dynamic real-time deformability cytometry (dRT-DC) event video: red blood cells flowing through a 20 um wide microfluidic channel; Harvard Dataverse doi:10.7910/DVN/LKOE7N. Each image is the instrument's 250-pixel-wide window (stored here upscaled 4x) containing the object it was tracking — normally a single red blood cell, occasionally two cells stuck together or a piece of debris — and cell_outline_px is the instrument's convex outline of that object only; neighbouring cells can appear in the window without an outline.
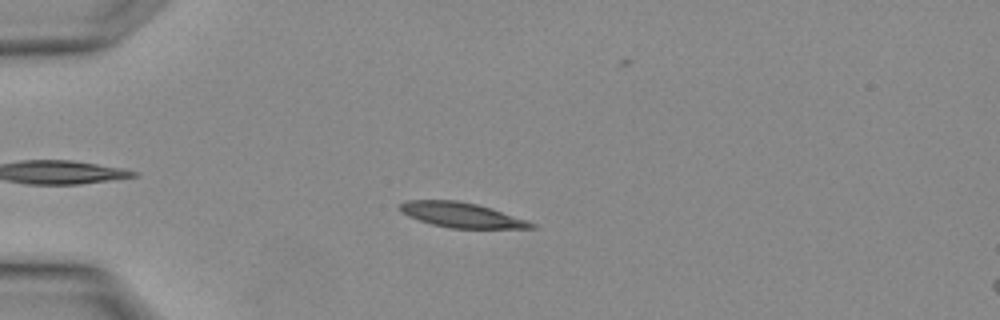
{"species": "Egyptian fruit bat (a non-hibernating species)", "species_latin": "Rousettus aegyptiacus", "temperature_condition": "warm", "stored_images_in_passage": 3, "camera_frame_rate_fps": 3000, "um_per_image_px": 0.085, "animal": {"sex": "female"}, "frame": {"image": 1, "passage_image": 3, "time_ms": 0.667, "image_size_px": [1000, 320], "cell_outline_px": [[536, 228], [448, 228], [432, 224], [408, 216], [400, 212], [396, 208], [400, 204], [408, 200], [456, 200], [476, 204], [492, 208], [528, 220], [536, 224]], "centroid_in_image_um": [39.21, 18.27], "position_along_channel_um": 45.8, "area_um2": 19.19}}